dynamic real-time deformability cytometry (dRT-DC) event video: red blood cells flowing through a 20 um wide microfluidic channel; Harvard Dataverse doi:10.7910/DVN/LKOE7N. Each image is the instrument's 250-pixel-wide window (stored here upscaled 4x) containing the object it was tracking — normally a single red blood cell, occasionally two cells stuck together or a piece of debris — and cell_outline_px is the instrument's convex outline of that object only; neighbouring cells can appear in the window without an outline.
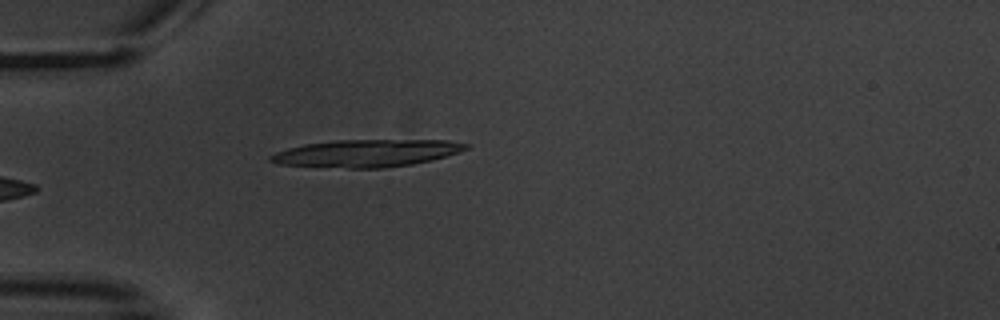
{"species": "common noctule bat (a hibernating species)", "species_latin": "Nyctalus noctula", "temperature_condition": "warm", "stored_images_in_passage": 6, "camera_frame_rate_fps": 3000, "um_per_image_px": 0.085, "animal": {"sex": "male", "body_mass_g": 20.1, "forearm_length_mm": 53.5}, "frame": {"image": 1, "passage_image": 6, "time_ms": 6.0, "image_size_px": [1000, 320], "cell_outline_px": [[468, 148], [432, 160], [412, 164], [384, 168], [348, 168], [276, 164], [268, 160], [268, 156], [276, 152], [288, 148], [304, 144], [336, 140], [448, 140], [468, 144]], "centroid_in_image_um": [31.1, 13.02], "position_along_channel_um": 53.9, "area_um2": 31.04}}